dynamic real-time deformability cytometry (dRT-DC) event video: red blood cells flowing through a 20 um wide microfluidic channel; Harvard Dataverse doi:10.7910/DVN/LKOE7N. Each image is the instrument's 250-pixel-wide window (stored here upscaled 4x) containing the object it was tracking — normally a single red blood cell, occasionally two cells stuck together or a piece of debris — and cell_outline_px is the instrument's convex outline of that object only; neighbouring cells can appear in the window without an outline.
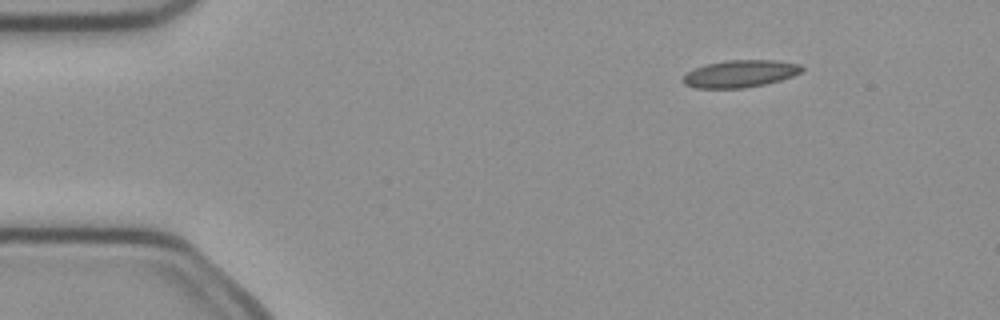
{"species": "common noctule bat (a hibernating species)", "species_latin": "Nyctalus noctula", "temperature_condition": "cold", "stored_images_in_passage": 4, "camera_frame_rate_fps": 3000, "um_per_image_px": 0.085, "animal": {"sex": "female", "body_mass_g": 21.9}, "frame": {"image": 1, "passage_image": 2, "time_ms": 0.333, "image_size_px": [1000, 320], "cell_outline_px": [[804, 68], [800, 72], [792, 76], [780, 80], [764, 84], [744, 88], [696, 88], [684, 84], [680, 80], [688, 72], [704, 64], [728, 60], [776, 60], [800, 64]], "centroid_in_image_um": [62.89, 6.26], "position_along_channel_um": 22.1, "area_um2": 18.84}}